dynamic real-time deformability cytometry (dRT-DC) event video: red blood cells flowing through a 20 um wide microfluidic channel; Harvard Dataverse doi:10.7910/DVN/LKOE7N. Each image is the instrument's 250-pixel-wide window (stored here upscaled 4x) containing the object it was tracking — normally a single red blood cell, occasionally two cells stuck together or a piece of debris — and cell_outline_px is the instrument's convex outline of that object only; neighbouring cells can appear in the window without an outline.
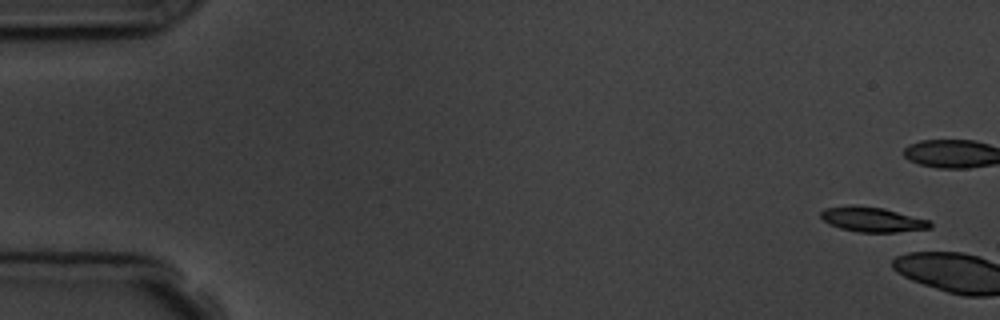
{"species": "common noctule bat (a hibernating species)", "species_latin": "Nyctalus noctula", "temperature_condition": "room temperature", "stored_images_in_passage": 6, "camera_frame_rate_fps": 3000, "um_per_image_px": 0.085, "animal": {"sex": "male", "body_mass_g": 19.5, "forearm_length_mm": 54.6}, "frame": {"image": 1, "passage_image": 1, "time_ms": 0.0, "image_size_px": [1000, 320], "cell_outline_px": [[932, 228], [896, 232], [860, 232], [840, 228], [828, 224], [820, 216], [820, 212], [824, 208], [848, 204], [856, 204], [884, 208], [928, 220], [932, 224]], "centroid_in_image_um": [74.1, 18.63], "position_along_channel_um": 10.9, "area_um2": 16.01}}